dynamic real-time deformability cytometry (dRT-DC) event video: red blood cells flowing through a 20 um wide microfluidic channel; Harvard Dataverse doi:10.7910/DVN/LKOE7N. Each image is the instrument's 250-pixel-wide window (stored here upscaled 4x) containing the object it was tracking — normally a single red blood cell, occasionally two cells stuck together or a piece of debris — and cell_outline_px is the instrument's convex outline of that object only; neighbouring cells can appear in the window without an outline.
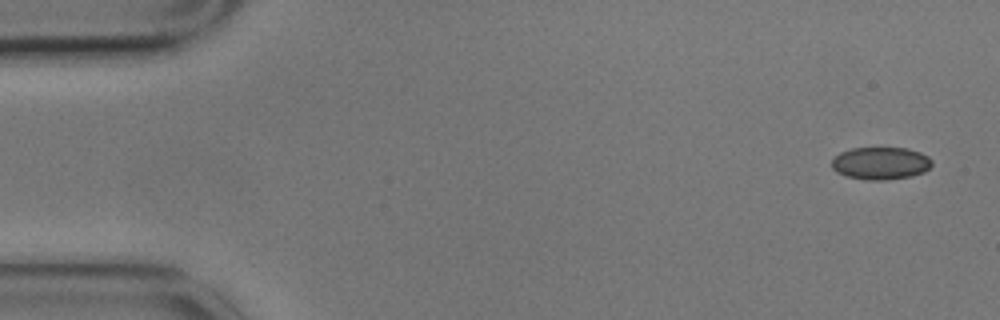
{"species": "common noctule bat (a hibernating species)", "species_latin": "Nyctalus noctula", "temperature_condition": "cold", "stored_images_in_passage": 5, "camera_frame_rate_fps": 3000, "um_per_image_px": 0.085, "animal": {"sex": "male", "body_mass_g": 17.9}, "frame": {"image": 1, "passage_image": 1, "time_ms": 0.0, "image_size_px": [1000, 320], "cell_outline_px": [[932, 164], [924, 172], [912, 176], [884, 180], [868, 180], [844, 176], [836, 172], [832, 168], [832, 160], [840, 152], [852, 148], [908, 148], [920, 152], [928, 156], [932, 160]], "centroid_in_image_um": [74.85, 13.88], "position_along_channel_um": 10.2, "area_um2": 19.07}}
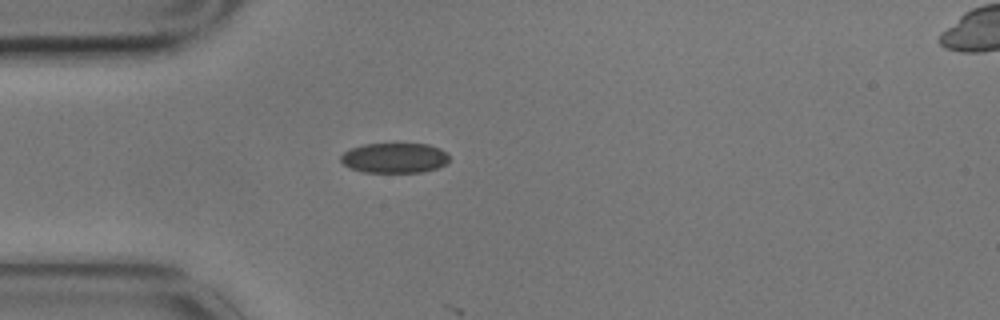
{"frame": {"image": 2, "passage_image": 4, "time_ms": 1.0, "image_size_px": [1000, 320], "cell_outline_px": [[448, 160], [444, 164], [436, 168], [420, 172], [364, 172], [352, 168], [344, 164], [340, 160], [340, 156], [344, 152], [352, 148], [364, 144], [428, 144], [440, 148], [448, 156]], "centroid_in_image_um": [33.51, 13.42], "position_along_channel_um": 51.5, "area_um2": 18.73}}